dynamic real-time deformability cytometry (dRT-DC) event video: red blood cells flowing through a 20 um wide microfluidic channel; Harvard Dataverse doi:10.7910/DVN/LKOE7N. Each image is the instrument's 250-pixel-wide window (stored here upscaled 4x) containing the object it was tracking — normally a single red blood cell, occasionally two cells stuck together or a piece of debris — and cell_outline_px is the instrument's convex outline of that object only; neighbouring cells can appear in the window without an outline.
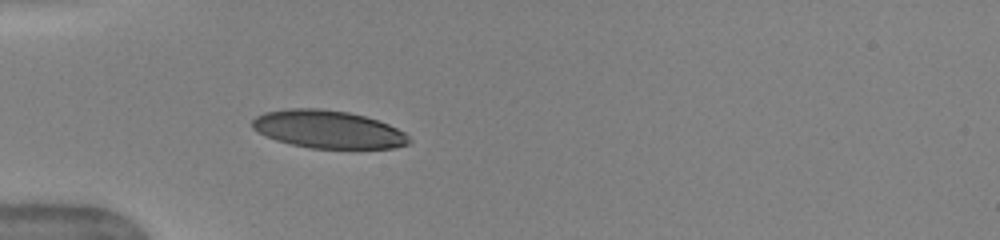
{"species": "human", "species_latin": "Homo sapiens", "temperature_condition": "warm", "stored_images_in_passage": 35, "camera_frame_rate_fps": 3000, "um_per_image_px": 0.085, "donor": {"sex": "female"}, "frame": {"image": 1, "passage_image": 1, "time_ms": 0.0, "image_size_px": [1000, 240], "cell_outline_px": [[412, 140], [408, 144], [396, 148], [308, 148], [276, 140], [252, 128], [252, 120], [256, 116], [264, 112], [288, 108], [320, 108], [348, 112], [364, 116], [388, 124], [404, 132]], "centroid_in_image_um": [27.89, 10.99], "position_along_channel_um": 57.1, "area_um2": 34.45}}
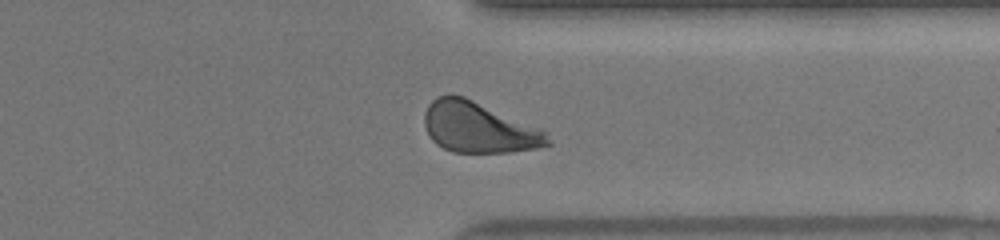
{"frame": {"image": 2, "passage_image": 25, "time_ms": 8.0, "image_size_px": [1000, 240], "cell_outline_px": [[552, 144], [540, 148], [512, 152], [452, 152], [436, 144], [432, 140], [424, 124], [424, 112], [428, 104], [436, 96], [448, 92], [464, 96], [540, 128], [552, 140]], "centroid_in_image_um": [40.67, 10.82], "position_along_channel_um": 370.7, "area_um2": 36.7}}
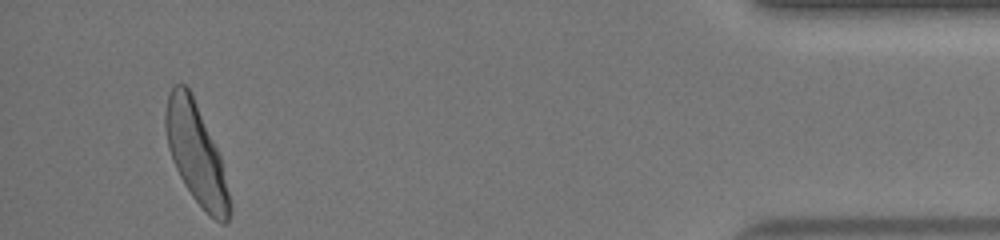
{"frame": {"image": 3, "passage_image": 33, "time_ms": 10.667, "image_size_px": [1000, 240], "cell_outline_px": [[232, 212], [228, 220], [224, 224], [220, 224], [192, 196], [184, 184], [172, 160], [168, 148], [164, 128], [164, 112], [168, 96], [172, 84], [184, 84], [188, 88], [192, 96], [220, 156], [232, 204]], "centroid_in_image_um": [16.65, 13.08], "position_along_channel_um": 418.5, "area_um2": 36.82}, "authors_computed_cell_mechanics": {"area_um2": 36.1828, "velocity_mm_per_s": 4.033, "shape_relaxation_time_tau1_ms": 2.9472, "shape_relaxation_time_tau2_ms": null, "deformation_change_tau1": 0.1639, "deformation_change_tau2": null}}